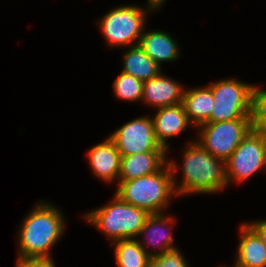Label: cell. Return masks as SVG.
I'll list each match as a JSON object with an SVG mask.
<instances>
[{
  "label": "cell",
  "mask_w": 266,
  "mask_h": 267,
  "mask_svg": "<svg viewBox=\"0 0 266 267\" xmlns=\"http://www.w3.org/2000/svg\"><path fill=\"white\" fill-rule=\"evenodd\" d=\"M152 12L147 7L137 5H121L112 8L102 19L98 20L108 46H136L144 32L147 13Z\"/></svg>",
  "instance_id": "obj_6"
},
{
  "label": "cell",
  "mask_w": 266,
  "mask_h": 267,
  "mask_svg": "<svg viewBox=\"0 0 266 267\" xmlns=\"http://www.w3.org/2000/svg\"><path fill=\"white\" fill-rule=\"evenodd\" d=\"M150 267H189L179 249L164 252L152 258Z\"/></svg>",
  "instance_id": "obj_21"
},
{
  "label": "cell",
  "mask_w": 266,
  "mask_h": 267,
  "mask_svg": "<svg viewBox=\"0 0 266 267\" xmlns=\"http://www.w3.org/2000/svg\"><path fill=\"white\" fill-rule=\"evenodd\" d=\"M185 113L193 126L205 124L211 115L215 101L208 85L199 88L185 89L182 99Z\"/></svg>",
  "instance_id": "obj_17"
},
{
  "label": "cell",
  "mask_w": 266,
  "mask_h": 267,
  "mask_svg": "<svg viewBox=\"0 0 266 267\" xmlns=\"http://www.w3.org/2000/svg\"><path fill=\"white\" fill-rule=\"evenodd\" d=\"M109 137L115 142L121 156L144 152H168L158 142L149 115L123 124Z\"/></svg>",
  "instance_id": "obj_9"
},
{
  "label": "cell",
  "mask_w": 266,
  "mask_h": 267,
  "mask_svg": "<svg viewBox=\"0 0 266 267\" xmlns=\"http://www.w3.org/2000/svg\"><path fill=\"white\" fill-rule=\"evenodd\" d=\"M183 152L182 182L177 183L178 165L169 161L173 185L177 196L187 194H214L228 186L225 162L206 151L197 141L189 142Z\"/></svg>",
  "instance_id": "obj_1"
},
{
  "label": "cell",
  "mask_w": 266,
  "mask_h": 267,
  "mask_svg": "<svg viewBox=\"0 0 266 267\" xmlns=\"http://www.w3.org/2000/svg\"><path fill=\"white\" fill-rule=\"evenodd\" d=\"M117 184L115 195L149 214L164 213V209L171 203V197L177 196L172 171L167 162L155 173L118 181Z\"/></svg>",
  "instance_id": "obj_3"
},
{
  "label": "cell",
  "mask_w": 266,
  "mask_h": 267,
  "mask_svg": "<svg viewBox=\"0 0 266 267\" xmlns=\"http://www.w3.org/2000/svg\"><path fill=\"white\" fill-rule=\"evenodd\" d=\"M88 160L92 172L103 182H118L121 155L115 142L108 136L88 151Z\"/></svg>",
  "instance_id": "obj_11"
},
{
  "label": "cell",
  "mask_w": 266,
  "mask_h": 267,
  "mask_svg": "<svg viewBox=\"0 0 266 267\" xmlns=\"http://www.w3.org/2000/svg\"><path fill=\"white\" fill-rule=\"evenodd\" d=\"M249 224L257 231L266 245V220H258Z\"/></svg>",
  "instance_id": "obj_24"
},
{
  "label": "cell",
  "mask_w": 266,
  "mask_h": 267,
  "mask_svg": "<svg viewBox=\"0 0 266 267\" xmlns=\"http://www.w3.org/2000/svg\"><path fill=\"white\" fill-rule=\"evenodd\" d=\"M172 36L161 30L143 32L138 46L161 67L162 62H171L180 56L179 46Z\"/></svg>",
  "instance_id": "obj_16"
},
{
  "label": "cell",
  "mask_w": 266,
  "mask_h": 267,
  "mask_svg": "<svg viewBox=\"0 0 266 267\" xmlns=\"http://www.w3.org/2000/svg\"><path fill=\"white\" fill-rule=\"evenodd\" d=\"M154 133L161 146L169 151V138L175 137L191 124L182 103L159 108L152 117Z\"/></svg>",
  "instance_id": "obj_13"
},
{
  "label": "cell",
  "mask_w": 266,
  "mask_h": 267,
  "mask_svg": "<svg viewBox=\"0 0 266 267\" xmlns=\"http://www.w3.org/2000/svg\"><path fill=\"white\" fill-rule=\"evenodd\" d=\"M16 267H55L53 258H18Z\"/></svg>",
  "instance_id": "obj_23"
},
{
  "label": "cell",
  "mask_w": 266,
  "mask_h": 267,
  "mask_svg": "<svg viewBox=\"0 0 266 267\" xmlns=\"http://www.w3.org/2000/svg\"><path fill=\"white\" fill-rule=\"evenodd\" d=\"M215 105L206 123L255 119V85L229 78L208 85Z\"/></svg>",
  "instance_id": "obj_5"
},
{
  "label": "cell",
  "mask_w": 266,
  "mask_h": 267,
  "mask_svg": "<svg viewBox=\"0 0 266 267\" xmlns=\"http://www.w3.org/2000/svg\"><path fill=\"white\" fill-rule=\"evenodd\" d=\"M266 169V133L255 126L225 161L227 185L244 182Z\"/></svg>",
  "instance_id": "obj_7"
},
{
  "label": "cell",
  "mask_w": 266,
  "mask_h": 267,
  "mask_svg": "<svg viewBox=\"0 0 266 267\" xmlns=\"http://www.w3.org/2000/svg\"><path fill=\"white\" fill-rule=\"evenodd\" d=\"M115 261L118 267H150L152 258L136 239H123L112 242Z\"/></svg>",
  "instance_id": "obj_19"
},
{
  "label": "cell",
  "mask_w": 266,
  "mask_h": 267,
  "mask_svg": "<svg viewBox=\"0 0 266 267\" xmlns=\"http://www.w3.org/2000/svg\"><path fill=\"white\" fill-rule=\"evenodd\" d=\"M255 127L266 133V90L255 86Z\"/></svg>",
  "instance_id": "obj_22"
},
{
  "label": "cell",
  "mask_w": 266,
  "mask_h": 267,
  "mask_svg": "<svg viewBox=\"0 0 266 267\" xmlns=\"http://www.w3.org/2000/svg\"><path fill=\"white\" fill-rule=\"evenodd\" d=\"M240 241L235 257V267H266V245L257 231L249 224L240 228Z\"/></svg>",
  "instance_id": "obj_14"
},
{
  "label": "cell",
  "mask_w": 266,
  "mask_h": 267,
  "mask_svg": "<svg viewBox=\"0 0 266 267\" xmlns=\"http://www.w3.org/2000/svg\"><path fill=\"white\" fill-rule=\"evenodd\" d=\"M166 2V0H147V8L151 11H158L162 8V5Z\"/></svg>",
  "instance_id": "obj_25"
},
{
  "label": "cell",
  "mask_w": 266,
  "mask_h": 267,
  "mask_svg": "<svg viewBox=\"0 0 266 267\" xmlns=\"http://www.w3.org/2000/svg\"><path fill=\"white\" fill-rule=\"evenodd\" d=\"M143 83V81L136 79L132 75L120 72L113 82V92L116 98L123 101H141Z\"/></svg>",
  "instance_id": "obj_20"
},
{
  "label": "cell",
  "mask_w": 266,
  "mask_h": 267,
  "mask_svg": "<svg viewBox=\"0 0 266 267\" xmlns=\"http://www.w3.org/2000/svg\"><path fill=\"white\" fill-rule=\"evenodd\" d=\"M167 152H144L121 156L118 181L133 180L157 172L167 162Z\"/></svg>",
  "instance_id": "obj_15"
},
{
  "label": "cell",
  "mask_w": 266,
  "mask_h": 267,
  "mask_svg": "<svg viewBox=\"0 0 266 267\" xmlns=\"http://www.w3.org/2000/svg\"><path fill=\"white\" fill-rule=\"evenodd\" d=\"M172 222H176L174 216L168 215L166 217L165 213L150 214L144 226L140 229L139 236H144L147 239H145V241L143 240V242H140L139 239L137 240L151 258L178 248L173 245L174 238L171 232ZM148 245L153 246L155 250H147ZM156 248H158L157 251Z\"/></svg>",
  "instance_id": "obj_10"
},
{
  "label": "cell",
  "mask_w": 266,
  "mask_h": 267,
  "mask_svg": "<svg viewBox=\"0 0 266 267\" xmlns=\"http://www.w3.org/2000/svg\"><path fill=\"white\" fill-rule=\"evenodd\" d=\"M105 206L91 210L84 218L100 232H103L111 243L116 240L136 239L140 229L150 215L144 209L122 201L117 195Z\"/></svg>",
  "instance_id": "obj_4"
},
{
  "label": "cell",
  "mask_w": 266,
  "mask_h": 267,
  "mask_svg": "<svg viewBox=\"0 0 266 267\" xmlns=\"http://www.w3.org/2000/svg\"><path fill=\"white\" fill-rule=\"evenodd\" d=\"M62 211L40 201L22 220L18 235V258H52L51 249L65 230Z\"/></svg>",
  "instance_id": "obj_2"
},
{
  "label": "cell",
  "mask_w": 266,
  "mask_h": 267,
  "mask_svg": "<svg viewBox=\"0 0 266 267\" xmlns=\"http://www.w3.org/2000/svg\"><path fill=\"white\" fill-rule=\"evenodd\" d=\"M254 120L238 119L202 124L197 127L199 138L196 141L214 157L225 162L255 126Z\"/></svg>",
  "instance_id": "obj_8"
},
{
  "label": "cell",
  "mask_w": 266,
  "mask_h": 267,
  "mask_svg": "<svg viewBox=\"0 0 266 267\" xmlns=\"http://www.w3.org/2000/svg\"><path fill=\"white\" fill-rule=\"evenodd\" d=\"M185 87L166 77L162 71L144 81L141 101L157 109L182 103Z\"/></svg>",
  "instance_id": "obj_12"
},
{
  "label": "cell",
  "mask_w": 266,
  "mask_h": 267,
  "mask_svg": "<svg viewBox=\"0 0 266 267\" xmlns=\"http://www.w3.org/2000/svg\"><path fill=\"white\" fill-rule=\"evenodd\" d=\"M122 56L123 69L121 72L132 75L141 81L150 80L161 72L156 64L138 45L127 47Z\"/></svg>",
  "instance_id": "obj_18"
}]
</instances>
